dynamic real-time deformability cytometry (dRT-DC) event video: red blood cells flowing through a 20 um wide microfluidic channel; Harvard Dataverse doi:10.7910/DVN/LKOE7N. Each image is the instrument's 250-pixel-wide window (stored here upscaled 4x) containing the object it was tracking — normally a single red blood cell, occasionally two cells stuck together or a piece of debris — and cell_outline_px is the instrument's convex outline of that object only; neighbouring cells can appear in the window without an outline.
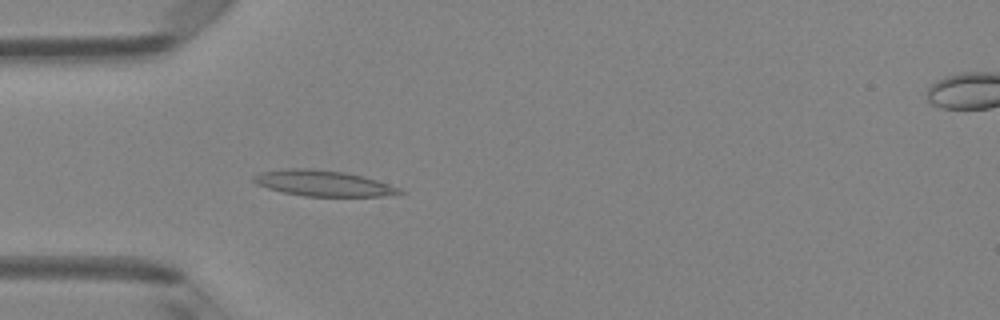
{"species": "Egyptian fruit bat (a non-hibernating species)", "species_latin": "Rousettus aegyptiacus", "temperature_condition": "room temperature", "stored_images_in_passage": 5, "camera_frame_rate_fps": 3000, "um_per_image_px": 0.085, "animal": {"sex": "female"}, "frame": {"image": 1, "passage_image": 4, "time_ms": 1.0, "image_size_px": [1000, 320], "cell_outline_px": [[404, 192], [384, 196], [304, 196], [284, 192], [268, 188], [256, 184], [252, 180], [252, 176], [260, 172], [288, 168], [312, 168], [344, 172], [376, 180], [400, 188]], "centroid_in_image_um": [27.41, 15.57], "position_along_channel_um": 57.6, "area_um2": 21.73}}